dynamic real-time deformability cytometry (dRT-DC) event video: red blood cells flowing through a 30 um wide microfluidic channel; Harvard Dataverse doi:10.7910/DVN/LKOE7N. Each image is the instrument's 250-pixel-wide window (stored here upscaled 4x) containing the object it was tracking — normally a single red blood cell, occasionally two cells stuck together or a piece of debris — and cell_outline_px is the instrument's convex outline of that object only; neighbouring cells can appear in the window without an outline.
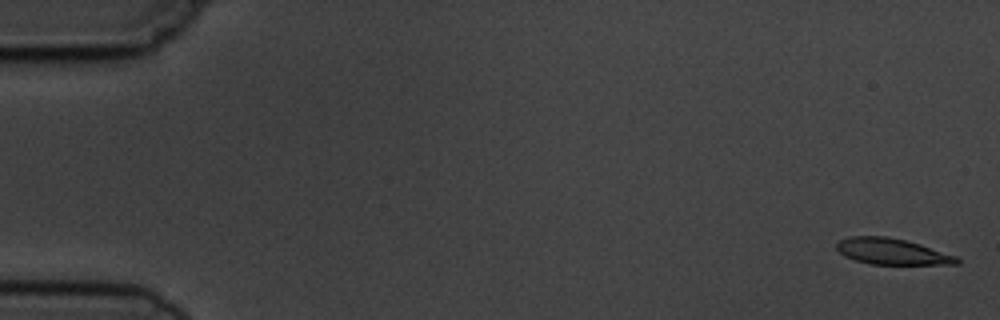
{"species": "common noctule bat (a hibernating species)", "species_latin": "Nyctalus noctula", "temperature_condition": "cold", "stored_images_in_passage": 7, "camera_frame_rate_fps": 3000, "um_per_image_px": 0.085, "animal": {"sex": "male", "body_mass_g": 19.5, "forearm_length_mm": 54.6}, "frame": {"image": 1, "passage_image": 1, "time_ms": 0.0, "image_size_px": [1000, 320], "cell_outline_px": [[960, 264], [872, 264], [856, 260], [844, 256], [836, 248], [836, 244], [840, 240], [848, 236], [888, 236], [920, 244], [956, 256], [960, 260]], "centroid_in_image_um": [75.8, 21.37], "position_along_channel_um": 9.2, "area_um2": 18.15}}
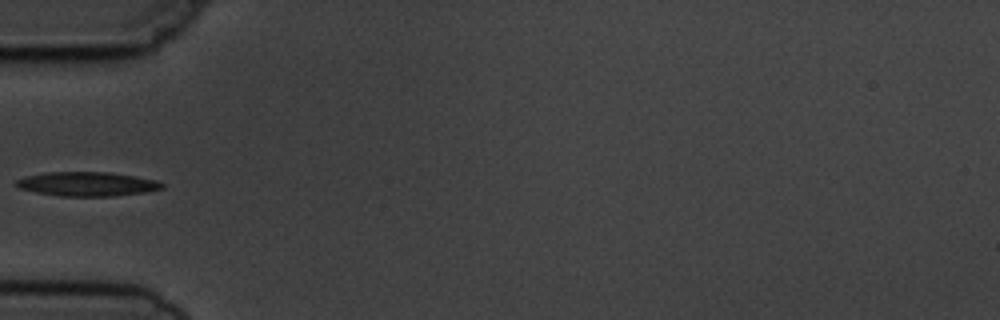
{"frame": {"image": 2, "passage_image": 6, "time_ms": 5.667, "image_size_px": [1000, 320], "cell_outline_px": [[164, 188], [144, 192], [112, 196], [60, 196], [36, 192], [20, 188], [12, 184], [16, 180], [24, 176], [48, 172], [108, 172], [156, 180], [164, 184]], "centroid_in_image_um": [7.36, 15.64], "position_along_channel_um": 77.6, "area_um2": 20.46}}
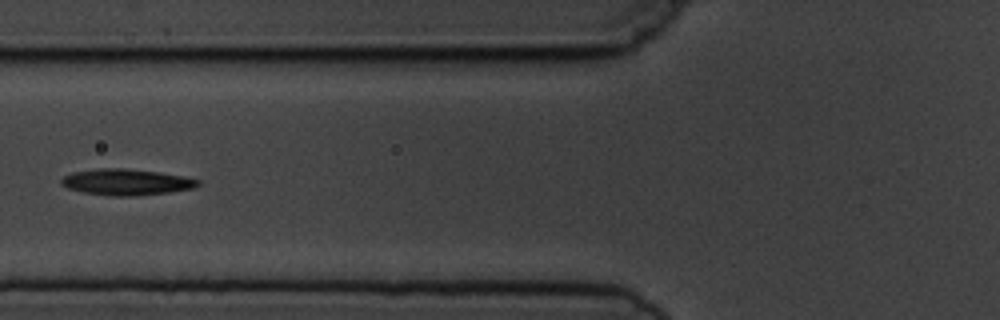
{"frame": {"image": 3, "passage_image": 7, "time_ms": 6.667, "image_size_px": [1000, 320], "cell_outline_px": [[200, 184], [196, 188], [168, 192], [136, 196], [108, 196], [84, 192], [68, 188], [60, 184], [60, 180], [64, 176], [72, 172], [100, 168], [120, 168], [156, 172], [184, 176], [200, 180]], "centroid_in_image_um": [10.74, 15.48], "position_along_channel_um": 115.1, "area_um2": 20.81}}